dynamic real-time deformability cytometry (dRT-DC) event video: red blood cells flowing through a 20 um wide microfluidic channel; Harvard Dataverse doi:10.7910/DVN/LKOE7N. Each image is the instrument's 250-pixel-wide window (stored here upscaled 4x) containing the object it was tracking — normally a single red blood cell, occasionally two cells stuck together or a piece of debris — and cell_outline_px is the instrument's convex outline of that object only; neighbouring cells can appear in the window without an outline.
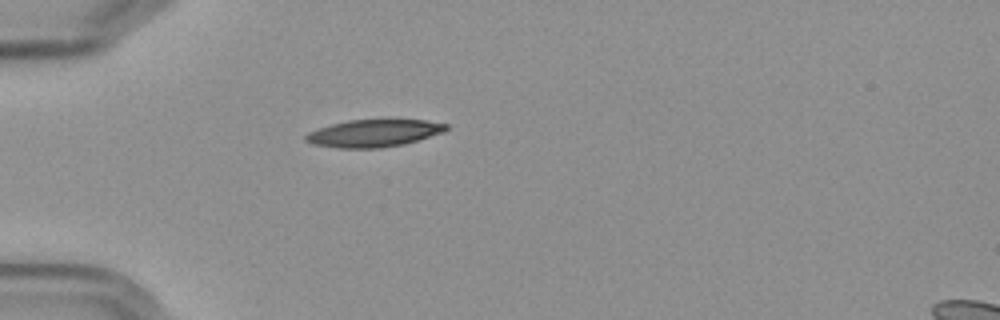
{"species": "Egyptian fruit bat (a non-hibernating species)", "species_latin": "Rousettus aegyptiacus", "temperature_condition": "cold", "stored_images_in_passage": 35, "camera_frame_rate_fps": 3000, "um_per_image_px": 0.085, "frame": {"image": 1, "passage_image": 1, "time_ms": 0.0, "image_size_px": [1000, 320], "cell_outline_px": [[448, 128], [444, 132], [404, 144], [380, 148], [340, 148], [312, 144], [304, 140], [304, 136], [308, 132], [316, 128], [348, 120], [424, 120], [448, 124]], "centroid_in_image_um": [31.74, 11.32], "position_along_channel_um": 53.3, "area_um2": 22.37}}
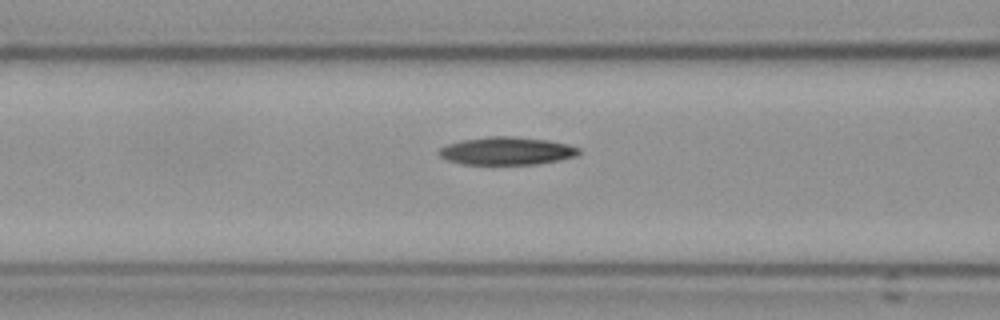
{"frame": {"image": 2, "passage_image": 8, "time_ms": 2.333, "image_size_px": [1000, 320], "cell_outline_px": [[580, 152], [576, 156], [536, 164], [460, 164], [448, 160], [440, 156], [440, 148], [448, 144], [460, 140], [488, 136], [512, 136], [548, 140], [568, 144], [580, 148]], "centroid_in_image_um": [43.07, 12.82], "position_along_channel_um": 123.5, "area_um2": 22.6}}
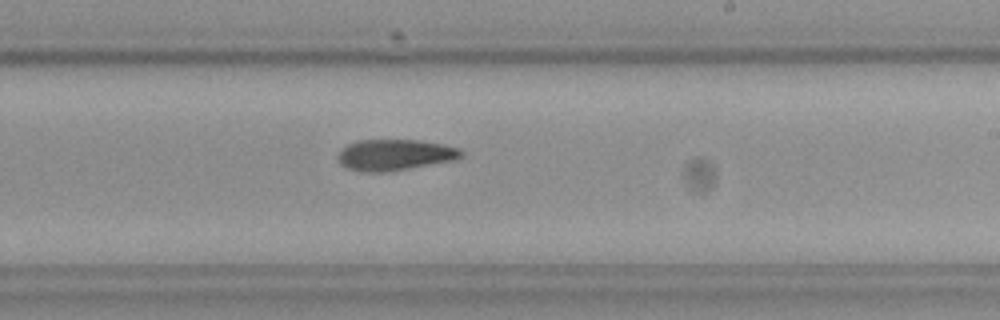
{"frame": {"image": 3, "passage_image": 19, "time_ms": 6.0, "image_size_px": [1000, 320], "cell_outline_px": [[464, 156], [452, 160], [408, 168], [384, 172], [368, 172], [344, 168], [340, 164], [336, 156], [340, 148], [356, 140], [420, 140], [444, 144], [460, 148], [464, 152]], "centroid_in_image_um": [33.51, 13.15], "position_along_channel_um": 255.5, "area_um2": 22.48}}